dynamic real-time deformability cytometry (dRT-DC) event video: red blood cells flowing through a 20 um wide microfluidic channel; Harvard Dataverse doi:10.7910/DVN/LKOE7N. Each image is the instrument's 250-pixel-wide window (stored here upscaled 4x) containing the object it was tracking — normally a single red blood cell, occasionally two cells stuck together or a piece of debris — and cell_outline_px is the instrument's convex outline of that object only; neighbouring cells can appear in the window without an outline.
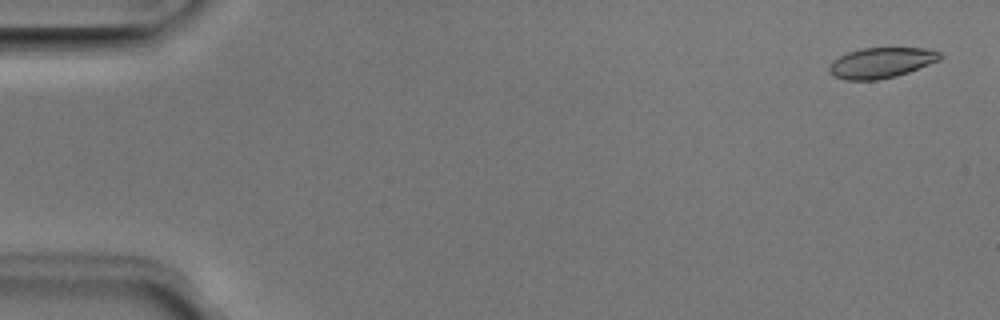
{"species": "Egyptian fruit bat (a non-hibernating species)", "species_latin": "Rousettus aegyptiacus", "temperature_condition": "room temperature", "stored_images_in_passage": 51, "camera_frame_rate_fps": 3000, "um_per_image_px": 0.085, "animal": {"sex": "male"}, "frame": {"image": 1, "passage_image": 2, "time_ms": 0.333, "image_size_px": [1000, 320], "cell_outline_px": [[944, 56], [940, 60], [908, 72], [896, 76], [876, 80], [844, 80], [832, 76], [828, 72], [828, 68], [832, 60], [848, 52], [860, 48], [924, 48], [940, 52]], "centroid_in_image_um": [74.87, 5.34], "position_along_channel_um": 10.1, "area_um2": 19.83}}
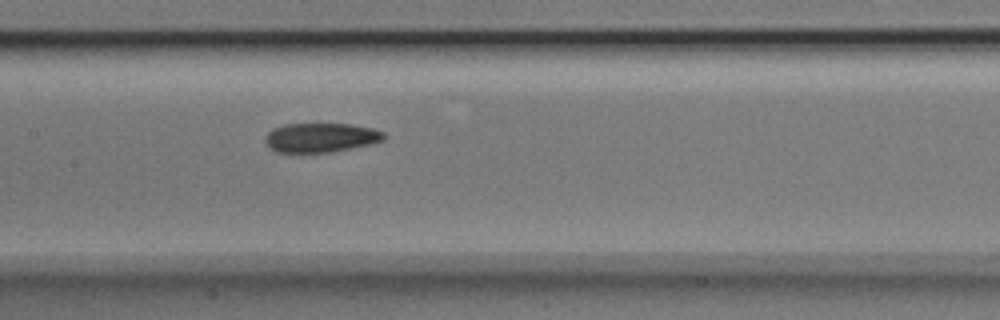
{"frame": {"image": 2, "passage_image": 25, "time_ms": 8.0, "image_size_px": [1000, 320], "cell_outline_px": [[384, 140], [368, 144], [332, 152], [276, 152], [264, 140], [264, 136], [272, 128], [284, 124], [352, 124], [372, 128], [384, 132]], "centroid_in_image_um": [27.24, 11.68], "position_along_channel_um": 180.2, "area_um2": 20.11}}
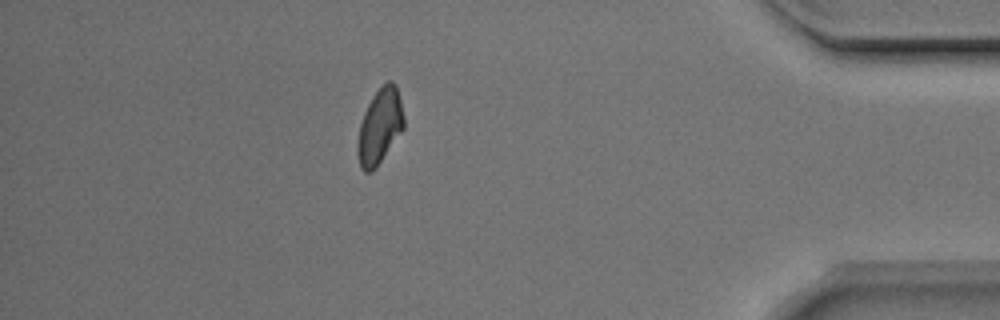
{"frame": {"image": 3, "passage_image": 45, "time_ms": 14.667, "image_size_px": [1000, 320], "cell_outline_px": [[404, 128], [376, 168], [372, 172], [364, 172], [360, 168], [356, 152], [356, 144], [360, 124], [364, 112], [372, 96], [388, 80], [392, 80], [396, 84], [404, 116]], "centroid_in_image_um": [32.26, 10.77], "position_along_channel_um": 402.9, "area_um2": 20.4}, "authors_computed_cell_mechanics": {"area_um2": 20.5768, "velocity_mm_per_s": 3.9711, "shape_relaxation_time_tau1_ms": 6.8445, "shape_relaxation_time_tau2_ms": 2.6463, "deformation_change_tau1": 0.1542, "deformation_change_tau2": 0.089}}